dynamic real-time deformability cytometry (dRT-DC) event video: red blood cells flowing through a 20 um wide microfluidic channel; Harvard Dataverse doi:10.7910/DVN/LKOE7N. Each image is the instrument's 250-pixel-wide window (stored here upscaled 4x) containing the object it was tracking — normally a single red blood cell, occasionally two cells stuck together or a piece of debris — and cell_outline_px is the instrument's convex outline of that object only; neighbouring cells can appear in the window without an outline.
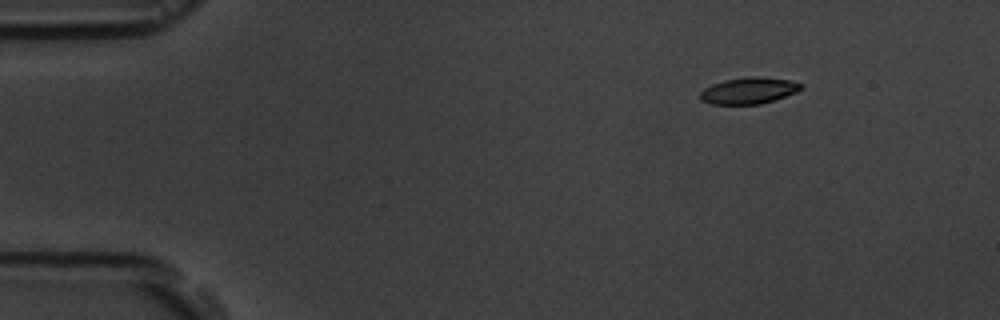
{"species": "common noctule bat (a hibernating species)", "species_latin": "Nyctalus noctula", "temperature_condition": "room temperature", "stored_images_in_passage": 7, "camera_frame_rate_fps": 3000, "um_per_image_px": 0.085, "animal": {"sex": "male", "body_mass_g": 19.5, "forearm_length_mm": 54.6}, "frame": {"image": 1, "passage_image": 1, "time_ms": 0.0, "image_size_px": [1000, 320], "cell_outline_px": [[804, 88], [796, 92], [760, 104], [712, 104], [700, 100], [700, 92], [704, 88], [712, 84], [724, 80], [748, 76], [760, 76], [788, 80], [804, 84]], "centroid_in_image_um": [63.64, 7.69], "position_along_channel_um": 21.4, "area_um2": 15.55}}
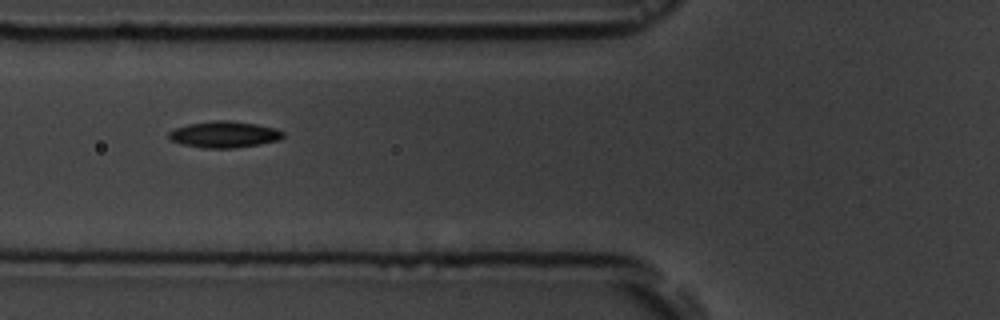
{"frame": {"image": 2, "passage_image": 5, "time_ms": 4.667, "image_size_px": [1000, 320], "cell_outline_px": [[284, 136], [280, 140], [260, 144], [236, 148], [204, 148], [184, 144], [172, 140], [168, 136], [168, 132], [176, 128], [188, 124], [212, 120], [228, 120], [256, 124], [276, 128], [284, 132]], "centroid_in_image_um": [19.1, 11.42], "position_along_channel_um": 106.7, "area_um2": 17.57}}
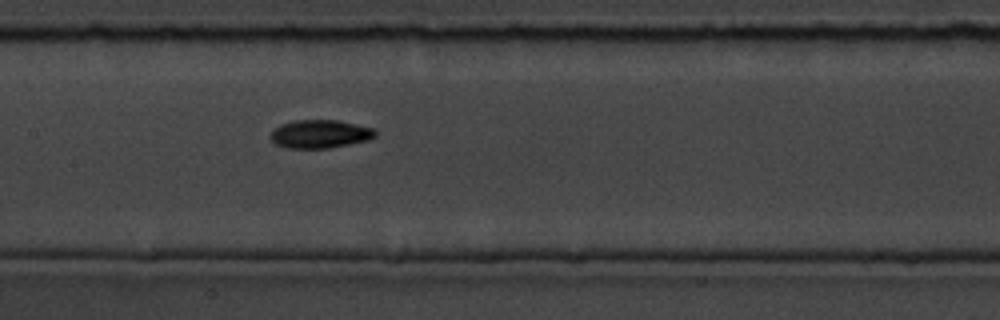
{"frame": {"image": 3, "passage_image": 7, "time_ms": 6.667, "image_size_px": [1000, 320], "cell_outline_px": [[376, 136], [368, 140], [328, 148], [288, 148], [276, 144], [272, 140], [272, 132], [280, 124], [296, 120], [336, 120], [356, 124], [372, 128], [376, 132]], "centroid_in_image_um": [27.21, 11.38], "position_along_channel_um": 180.2, "area_um2": 16.99}}